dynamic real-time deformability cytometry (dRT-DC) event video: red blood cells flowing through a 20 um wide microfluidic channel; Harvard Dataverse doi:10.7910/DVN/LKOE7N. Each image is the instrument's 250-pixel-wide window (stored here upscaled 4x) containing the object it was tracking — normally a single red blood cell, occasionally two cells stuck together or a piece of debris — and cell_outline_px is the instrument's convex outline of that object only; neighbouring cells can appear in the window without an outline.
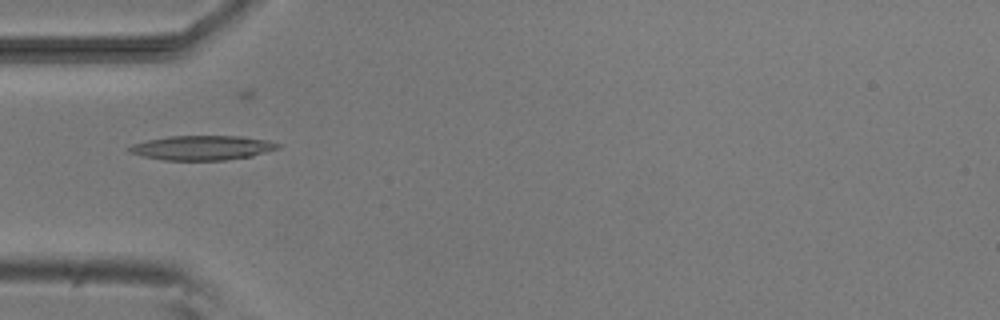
{"species": "common noctule bat (a hibernating species)", "species_latin": "Nyctalus noctula", "temperature_condition": "room temperature", "stored_images_in_passage": 5, "camera_frame_rate_fps": 3000, "um_per_image_px": 0.085, "animal": {"sex": "male", "body_mass_g": 20.5, "forearm_length_mm": 52.5}, "frame": {"image": 1, "passage_image": 1, "time_ms": 0.0, "image_size_px": [1000, 320], "cell_outline_px": [[280, 148], [252, 156], [224, 160], [164, 160], [144, 156], [128, 152], [124, 148], [132, 144], [148, 140], [168, 136], [240, 136], [268, 140], [280, 144]], "centroid_in_image_um": [17.17, 12.56], "position_along_channel_um": 67.8, "area_um2": 21.27}}
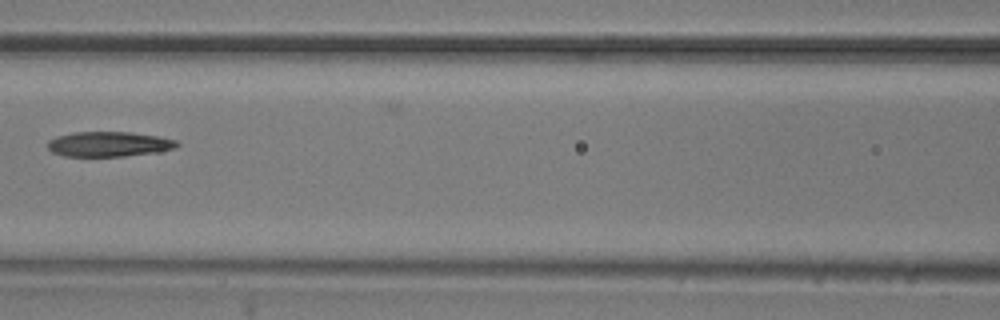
{"frame": {"image": 2, "passage_image": 3, "time_ms": 2.333, "image_size_px": [1000, 320], "cell_outline_px": [[180, 144], [176, 148], [160, 152], [124, 156], [64, 156], [52, 152], [48, 148], [48, 140], [56, 136], [72, 132], [132, 132], [156, 136], [176, 140]], "centroid_in_image_um": [9.26, 12.25], "position_along_channel_um": 157.3, "area_um2": 18.96}}
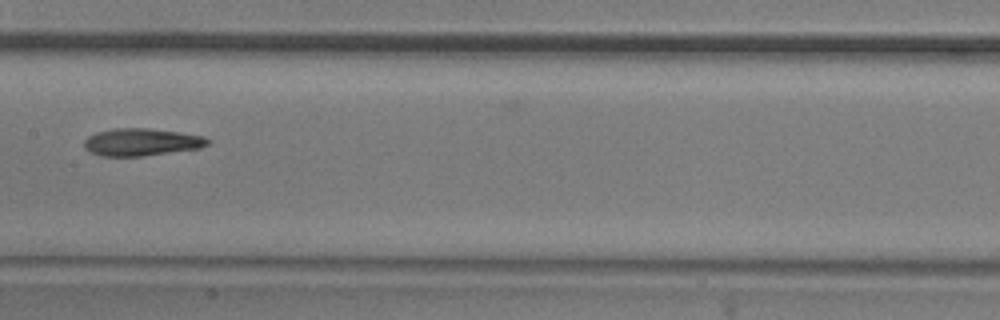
{"frame": {"image": 3, "passage_image": 4, "time_ms": 3.333, "image_size_px": [1000, 320], "cell_outline_px": [[212, 140], [208, 144], [200, 148], [144, 156], [100, 156], [84, 148], [84, 140], [88, 136], [96, 132], [112, 128], [148, 128], [180, 132], [204, 136]], "centroid_in_image_um": [12.03, 12.07], "position_along_channel_um": 195.4, "area_um2": 19.88}}